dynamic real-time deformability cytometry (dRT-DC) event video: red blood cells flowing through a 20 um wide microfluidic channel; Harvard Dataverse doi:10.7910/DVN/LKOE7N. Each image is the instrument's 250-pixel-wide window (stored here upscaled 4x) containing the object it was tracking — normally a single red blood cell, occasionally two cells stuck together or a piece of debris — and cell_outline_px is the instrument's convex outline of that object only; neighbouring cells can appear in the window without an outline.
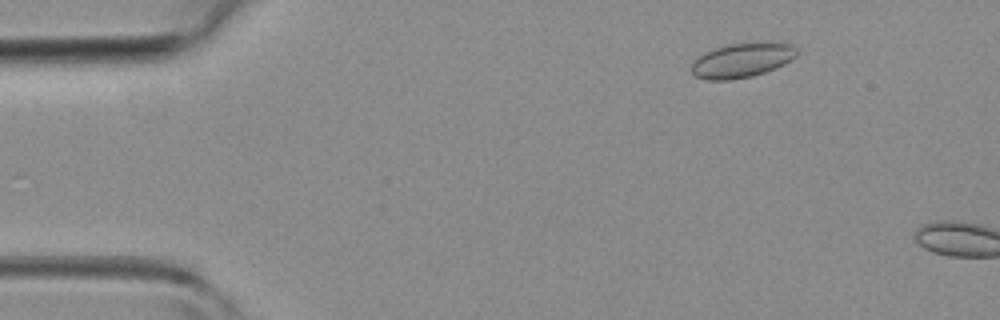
{"species": "common noctule bat (a hibernating species)", "species_latin": "Nyctalus noctula", "temperature_condition": "room temperature", "stored_images_in_passage": 7, "camera_frame_rate_fps": 3000, "um_per_image_px": 0.085, "animal": {"sex": "female", "body_mass_g": 19.3, "forearm_length_mm": 54.1}, "frame": {"image": 1, "passage_image": 5, "time_ms": 1.333, "image_size_px": [1000, 320], "cell_outline_px": [[796, 56], [784, 64], [776, 68], [752, 76], [732, 80], [708, 80], [696, 76], [692, 72], [692, 60], [696, 56], [712, 48], [728, 44], [756, 40], [764, 40], [792, 44], [796, 48]], "centroid_in_image_um": [63.06, 5.08], "position_along_channel_um": 21.9, "area_um2": 21.91}}